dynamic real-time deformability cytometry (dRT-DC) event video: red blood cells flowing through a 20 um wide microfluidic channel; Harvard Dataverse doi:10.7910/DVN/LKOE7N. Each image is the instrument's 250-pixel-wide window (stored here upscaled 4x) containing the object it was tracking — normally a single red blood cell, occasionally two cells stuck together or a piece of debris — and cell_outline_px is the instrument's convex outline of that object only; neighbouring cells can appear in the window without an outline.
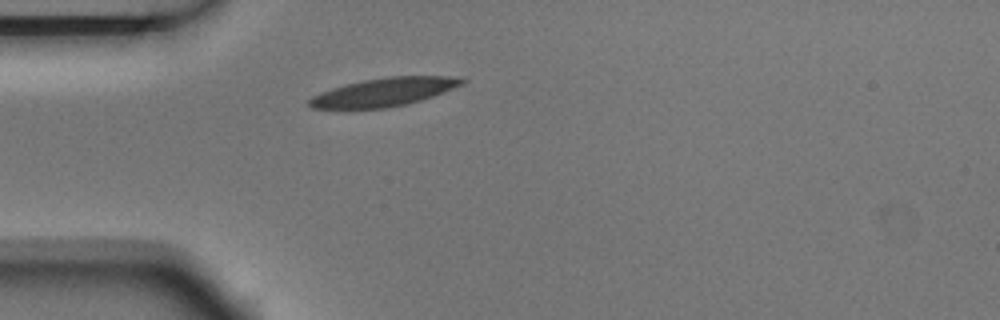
{"species": "Egyptian fruit bat (a non-hibernating species)", "species_latin": "Rousettus aegyptiacus", "temperature_condition": "room temperature", "stored_images_in_passage": 1, "camera_frame_rate_fps": 3000, "um_per_image_px": 0.085, "animal": {"sex": "male"}, "frame": {"image": 1, "passage_image": 1, "time_ms": 0.0, "image_size_px": [1000, 320], "cell_outline_px": [[464, 84], [432, 96], [420, 100], [404, 104], [384, 108], [312, 108], [308, 104], [308, 100], [312, 96], [320, 92], [344, 84], [364, 80], [388, 76], [464, 76]], "centroid_in_image_um": [32.65, 7.81], "position_along_channel_um": 52.4, "area_um2": 25.03}}